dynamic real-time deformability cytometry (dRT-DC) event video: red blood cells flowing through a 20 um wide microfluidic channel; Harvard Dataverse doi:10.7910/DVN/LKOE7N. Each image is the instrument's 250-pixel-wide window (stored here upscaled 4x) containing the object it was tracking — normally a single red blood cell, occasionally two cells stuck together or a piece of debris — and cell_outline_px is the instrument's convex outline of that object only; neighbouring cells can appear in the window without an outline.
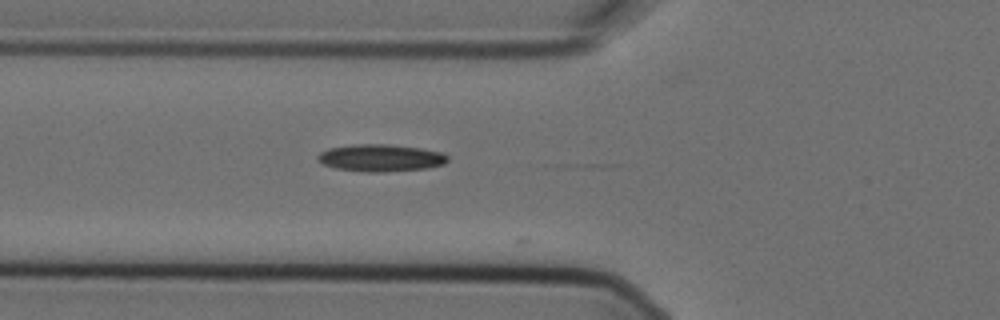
{"species": "Egyptian fruit bat (a non-hibernating species)", "species_latin": "Rousettus aegyptiacus", "temperature_condition": "cold", "stored_images_in_passage": 4, "camera_frame_rate_fps": 3000, "um_per_image_px": 0.085, "animal": {"sex": "female"}, "frame": {"image": 1, "passage_image": 4, "time_ms": 1.0, "image_size_px": [1000, 320], "cell_outline_px": [[448, 160], [444, 164], [428, 168], [384, 172], [368, 172], [336, 168], [324, 164], [316, 156], [320, 152], [328, 148], [356, 144], [388, 144], [420, 148], [444, 152], [448, 156]], "centroid_in_image_um": [32.4, 13.41], "position_along_channel_um": 93.4, "area_um2": 20.58}}